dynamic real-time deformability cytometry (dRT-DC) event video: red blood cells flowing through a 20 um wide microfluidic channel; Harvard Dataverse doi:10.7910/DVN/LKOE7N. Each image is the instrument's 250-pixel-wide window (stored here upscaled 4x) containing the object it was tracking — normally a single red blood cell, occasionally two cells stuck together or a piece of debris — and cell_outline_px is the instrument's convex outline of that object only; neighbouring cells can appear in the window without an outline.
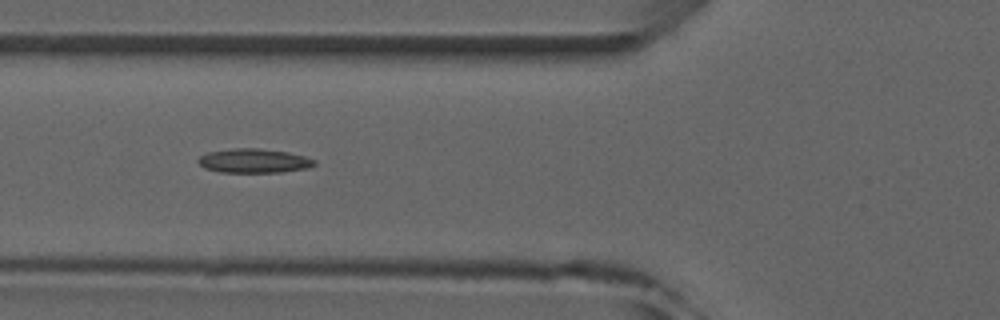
{"species": "common noctule bat (a hibernating species)", "species_latin": "Nyctalus noctula", "temperature_condition": "room temperature", "stored_images_in_passage": 8, "camera_frame_rate_fps": 3000, "um_per_image_px": 0.085, "animal": {"sex": "male", "forearm_length_mm": 52.5}, "frame": {"image": 1, "passage_image": 6, "time_ms": 5.333, "image_size_px": [1000, 320], "cell_outline_px": [[316, 164], [308, 168], [280, 172], [220, 172], [204, 168], [196, 160], [200, 156], [208, 152], [232, 148], [260, 148], [288, 152], [304, 156], [316, 160]], "centroid_in_image_um": [21.58, 13.66], "position_along_channel_um": 104.2, "area_um2": 16.42}}
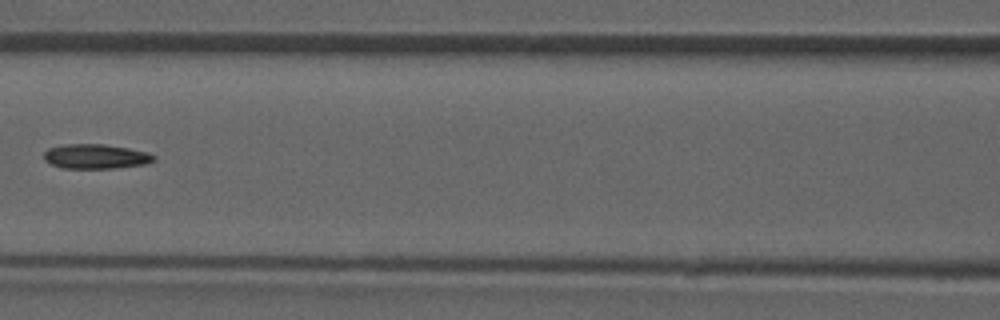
{"frame": {"image": 2, "passage_image": 7, "time_ms": 6.667, "image_size_px": [1000, 320], "cell_outline_px": [[156, 160], [148, 164], [116, 168], [64, 168], [52, 164], [44, 160], [44, 152], [48, 148], [64, 144], [104, 144], [128, 148], [148, 152], [156, 156]], "centroid_in_image_um": [8.18, 13.29], "position_along_channel_um": 158.4, "area_um2": 15.9}}